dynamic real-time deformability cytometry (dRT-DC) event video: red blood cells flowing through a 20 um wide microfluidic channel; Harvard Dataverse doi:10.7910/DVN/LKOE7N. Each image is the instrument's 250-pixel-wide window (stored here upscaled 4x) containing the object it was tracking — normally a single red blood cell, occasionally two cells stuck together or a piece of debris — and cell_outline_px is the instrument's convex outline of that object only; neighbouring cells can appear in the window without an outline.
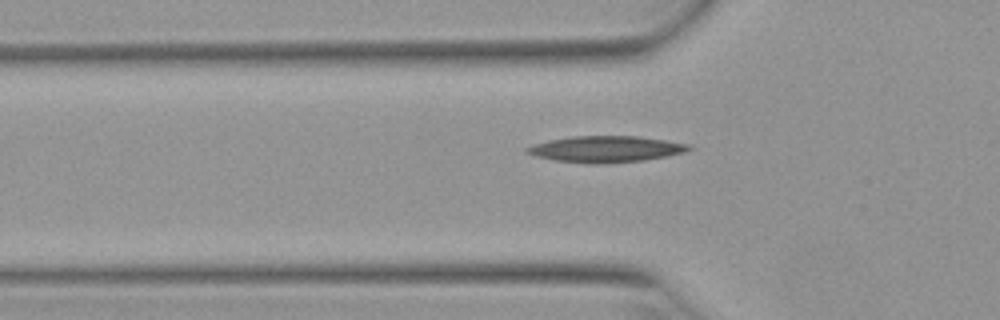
{"species": "Egyptian fruit bat (a non-hibernating species)", "species_latin": "Rousettus aegyptiacus", "temperature_condition": "warm", "stored_images_in_passage": 21, "camera_frame_rate_fps": 3000, "um_per_image_px": 0.085, "animal": {"sex": "female"}, "frame": {"image": 1, "passage_image": 6, "time_ms": 1.667, "image_size_px": [1000, 320], "cell_outline_px": [[692, 148], [684, 152], [644, 160], [596, 164], [556, 160], [536, 156], [524, 152], [524, 148], [532, 144], [548, 140], [572, 136], [640, 136], [688, 144]], "centroid_in_image_um": [51.43, 12.66], "position_along_channel_um": 74.4, "area_um2": 24.57}}
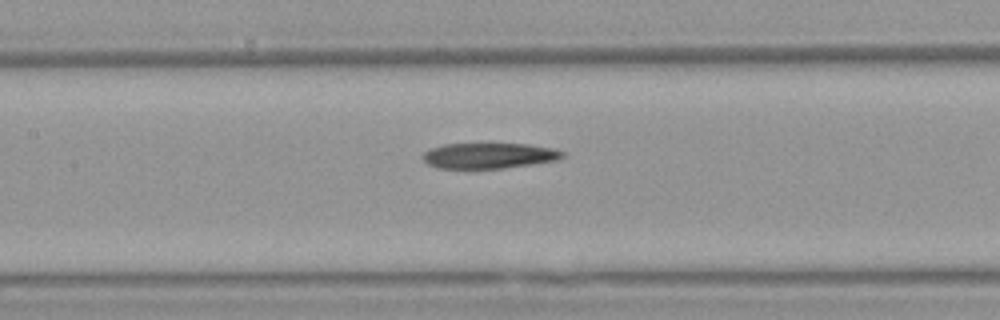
{"frame": {"image": 2, "passage_image": 13, "time_ms": 4.0, "image_size_px": [1000, 320], "cell_outline_px": [[564, 156], [556, 160], [532, 164], [504, 168], [436, 168], [428, 164], [420, 156], [424, 152], [432, 148], [444, 144], [528, 144], [552, 148], [564, 152]], "centroid_in_image_um": [41.54, 13.23], "position_along_channel_um": 165.9, "area_um2": 20.69}}
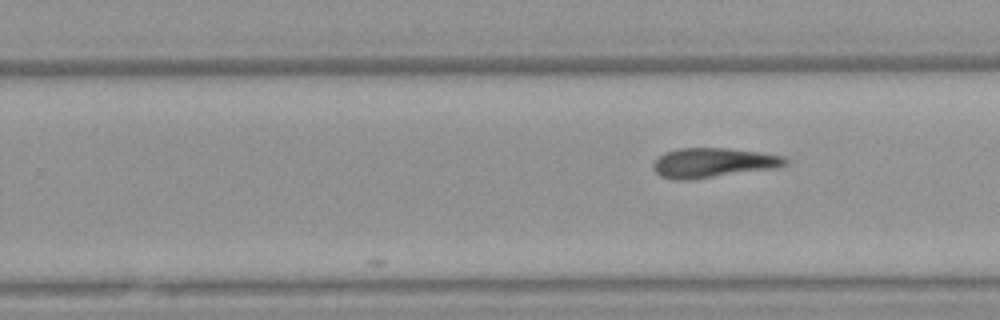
{"frame": {"image": 3, "passage_image": 21, "time_ms": 6.667, "image_size_px": [1000, 320], "cell_outline_px": [[788, 164], [776, 168], [692, 180], [672, 180], [660, 176], [652, 168], [652, 164], [664, 152], [680, 148], [728, 148], [760, 152], [784, 156], [788, 160]], "centroid_in_image_um": [60.61, 13.84], "position_along_channel_um": 269.2, "area_um2": 23.06}}